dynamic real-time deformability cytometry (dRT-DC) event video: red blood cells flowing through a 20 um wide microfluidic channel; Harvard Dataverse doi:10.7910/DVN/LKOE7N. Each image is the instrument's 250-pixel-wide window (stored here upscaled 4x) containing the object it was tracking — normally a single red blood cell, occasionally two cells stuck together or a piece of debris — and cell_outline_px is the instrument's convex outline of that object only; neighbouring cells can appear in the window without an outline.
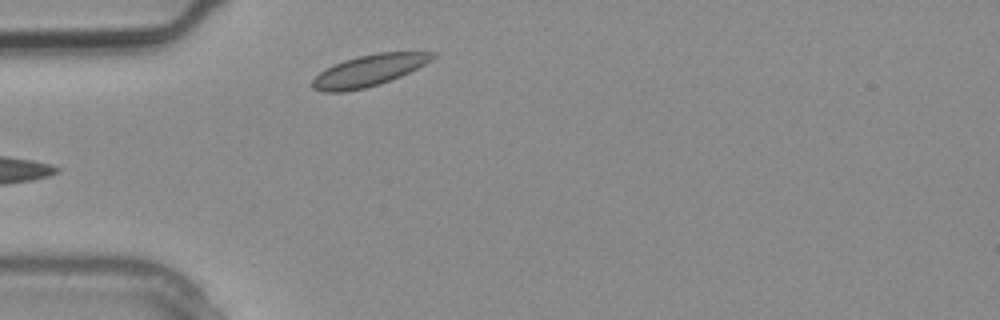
{"species": "common noctule bat (a hibernating species)", "species_latin": "Nyctalus noctula", "temperature_condition": "warm", "stored_images_in_passage": 11, "camera_frame_rate_fps": 3000, "um_per_image_px": 0.085, "animal": {"sex": "male", "body_mass_g": 20.4}, "frame": {"image": 1, "passage_image": 1, "time_ms": 0.0, "image_size_px": [1000, 320], "cell_outline_px": [[436, 56], [432, 60], [400, 76], [380, 84], [364, 88], [344, 92], [320, 92], [312, 88], [312, 80], [320, 72], [344, 60], [356, 56], [376, 52], [436, 52]], "centroid_in_image_um": [31.34, 5.99], "position_along_channel_um": 53.7, "area_um2": 21.85}}